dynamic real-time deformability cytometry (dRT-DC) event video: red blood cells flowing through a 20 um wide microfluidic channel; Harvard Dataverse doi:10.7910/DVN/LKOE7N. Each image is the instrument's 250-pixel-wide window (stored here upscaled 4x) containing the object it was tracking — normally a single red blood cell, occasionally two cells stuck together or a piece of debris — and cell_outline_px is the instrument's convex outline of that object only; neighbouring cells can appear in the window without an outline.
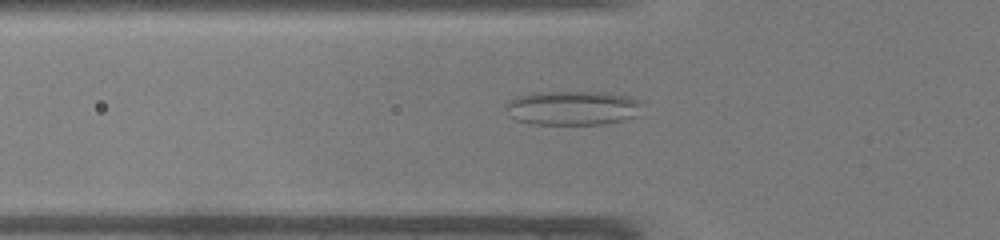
{"species": "common noctule bat (a hibernating species)", "species_latin": "Nyctalus noctula", "temperature_condition": "warm", "stored_images_in_passage": 36, "camera_frame_rate_fps": 3000, "um_per_image_px": 0.085, "animal": {"sex": "male", "body_mass_g": 19.0, "forearm_length_mm": 50.8}, "frame": {"image": 1, "passage_image": 5, "time_ms": 1.333, "image_size_px": [1000, 240], "cell_outline_px": [[640, 104], [632, 116], [624, 120], [604, 124], [532, 124], [516, 120], [508, 116], [504, 108], [504, 104], [508, 100], [516, 96], [532, 92], [604, 92], [628, 96], [640, 100]], "centroid_in_image_um": [48.54, 9.17], "position_along_channel_um": 77.3, "area_um2": 27.34}}
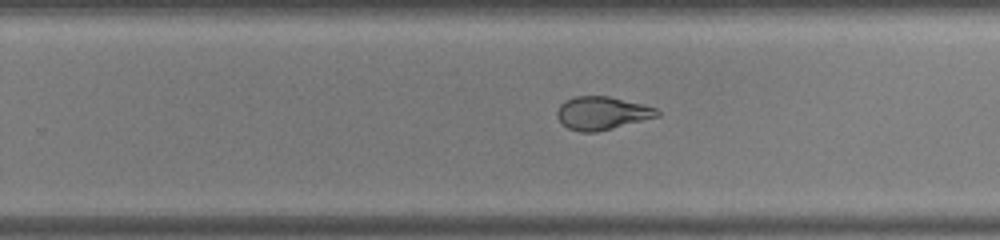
{"frame": {"image": 2, "passage_image": 19, "time_ms": 6.0, "image_size_px": [1000, 240], "cell_outline_px": [[660, 116], [596, 132], [580, 132], [568, 128], [556, 116], [556, 112], [560, 104], [564, 100], [576, 96], [608, 96], [644, 104], [656, 108], [660, 112]], "centroid_in_image_um": [51.17, 9.6], "position_along_channel_um": 278.6, "area_um2": 19.31}}
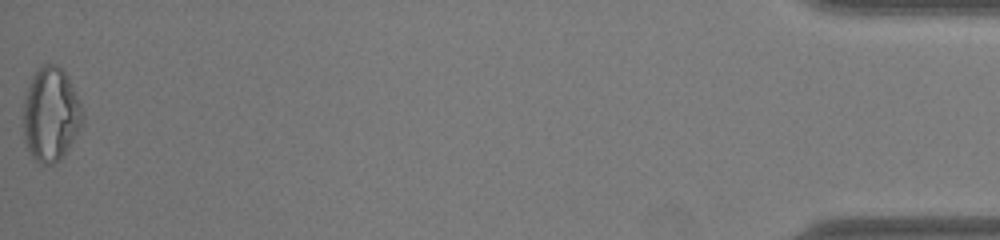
{"frame": {"image": 3, "passage_image": 36, "time_ms": 11.667, "image_size_px": [1000, 240], "cell_outline_px": [[84, 120], [68, 148], [52, 164], [44, 164], [36, 160], [32, 156], [24, 140], [24, 96], [32, 76], [36, 68], [44, 64], [56, 64], [68, 76], [80, 104], [84, 116]], "centroid_in_image_um": [4.3, 9.67], "position_along_channel_um": 430.9, "area_um2": 32.02}, "authors_computed_cell_mechanics": {"area_um2": 21.964, "velocity_mm_per_s": 4.3106, "shape_relaxation_time_tau1_ms": null, "shape_relaxation_time_tau2_ms": 1.0247, "deformation_change_tau1": null, "deformation_change_tau2": 0.0835}}